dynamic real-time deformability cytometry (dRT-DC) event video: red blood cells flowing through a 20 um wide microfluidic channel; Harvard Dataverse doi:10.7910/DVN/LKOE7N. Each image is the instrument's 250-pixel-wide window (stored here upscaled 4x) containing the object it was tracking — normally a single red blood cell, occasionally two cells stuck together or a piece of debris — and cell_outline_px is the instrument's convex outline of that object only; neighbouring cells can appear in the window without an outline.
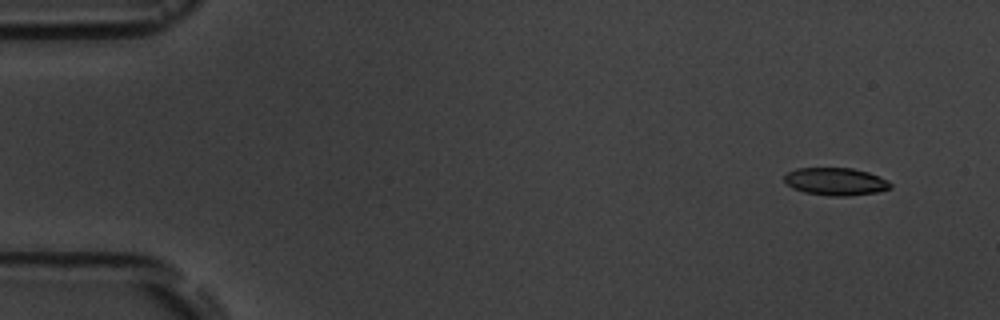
{"species": "common noctule bat (a hibernating species)", "species_latin": "Nyctalus noctula", "temperature_condition": "room temperature", "stored_images_in_passage": 4, "camera_frame_rate_fps": 3000, "um_per_image_px": 0.085, "animal": {"sex": "male", "body_mass_g": 19.5, "forearm_length_mm": 54.6}, "frame": {"image": 1, "passage_image": 1, "time_ms": 0.0, "image_size_px": [1000, 320], "cell_outline_px": [[892, 188], [876, 192], [848, 196], [832, 196], [804, 192], [792, 188], [784, 180], [784, 176], [788, 172], [796, 168], [852, 168], [868, 172], [880, 176], [888, 180], [892, 184]], "centroid_in_image_um": [71.05, 15.43], "position_along_channel_um": 13.9, "area_um2": 17.11}}
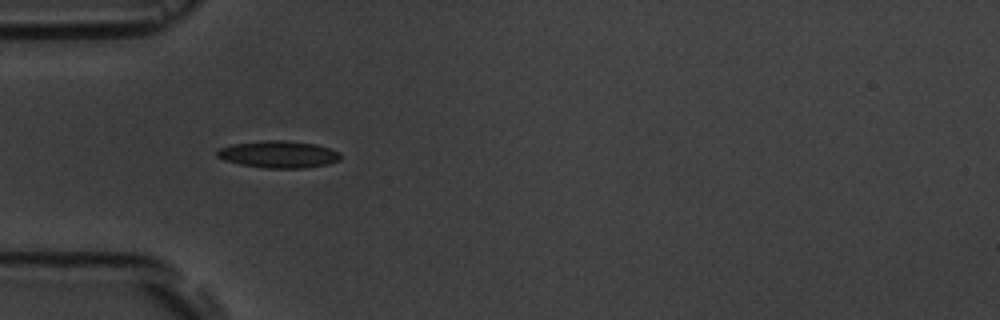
{"frame": {"image": 2, "passage_image": 4, "time_ms": 4.333, "image_size_px": [1000, 320], "cell_outline_px": [[340, 160], [328, 164], [304, 168], [268, 168], [240, 164], [224, 160], [216, 156], [216, 152], [220, 148], [232, 144], [264, 140], [284, 140], [316, 144], [340, 152]], "centroid_in_image_um": [23.67, 13.11], "position_along_channel_um": 61.3, "area_um2": 19.42}}